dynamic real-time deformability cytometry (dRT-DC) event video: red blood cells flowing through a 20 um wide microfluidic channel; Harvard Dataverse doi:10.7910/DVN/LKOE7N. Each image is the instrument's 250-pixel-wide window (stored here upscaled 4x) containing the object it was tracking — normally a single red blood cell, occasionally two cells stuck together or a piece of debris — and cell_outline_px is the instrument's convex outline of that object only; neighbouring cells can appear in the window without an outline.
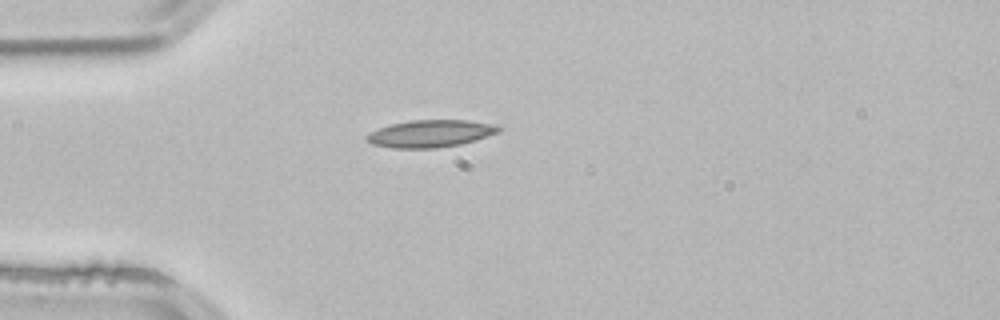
{"species": "common noctule bat (a hibernating species)", "species_latin": "Nyctalus noctula", "temperature_condition": "room temperature", "stored_images_in_passage": 2, "camera_frame_rate_fps": 3000, "um_per_image_px": 0.085, "animal": {"sex": "male", "body_mass_g": 21.5, "forearm_length_mm": 52.0}, "frame": {"image": 1, "passage_image": 2, "time_ms": 0.333, "image_size_px": [1000, 320], "cell_outline_px": [[500, 132], [460, 144], [436, 148], [392, 148], [372, 144], [364, 136], [380, 128], [392, 124], [412, 120], [468, 120], [488, 124], [500, 128]], "centroid_in_image_um": [36.55, 11.36], "position_along_channel_um": 48.4, "area_um2": 20.52}}